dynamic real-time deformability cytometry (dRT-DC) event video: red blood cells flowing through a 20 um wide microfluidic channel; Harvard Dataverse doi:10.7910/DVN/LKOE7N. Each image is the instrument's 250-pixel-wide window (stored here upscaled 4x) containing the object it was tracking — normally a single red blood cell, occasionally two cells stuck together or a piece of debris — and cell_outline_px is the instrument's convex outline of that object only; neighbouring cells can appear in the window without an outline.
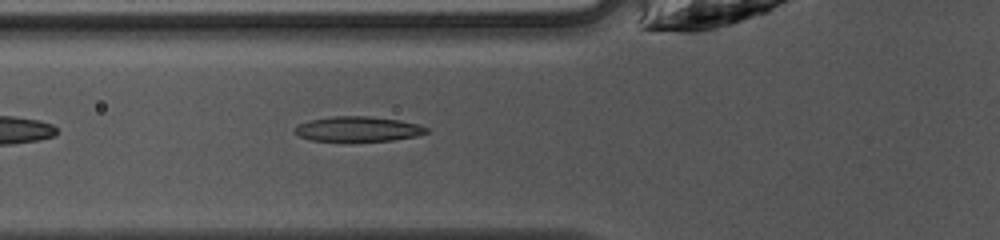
{"species": "common noctule bat (a hibernating species)", "species_latin": "Nyctalus noctula", "temperature_condition": "warm", "stored_images_in_passage": 27, "camera_frame_rate_fps": 3000, "um_per_image_px": 0.085, "animal": {"sex": "female", "body_mass_g": 10.0, "forearm_length_mm": 53.1}, "frame": {"image": 1, "passage_image": 6, "time_ms": 1.667, "image_size_px": [1000, 240], "cell_outline_px": [[428, 132], [416, 136], [392, 140], [348, 144], [312, 140], [300, 136], [296, 132], [296, 128], [300, 124], [308, 120], [332, 116], [368, 116], [400, 120], [416, 124], [428, 128]], "centroid_in_image_um": [30.42, 11.01], "position_along_channel_um": 95.4, "area_um2": 19.83}}
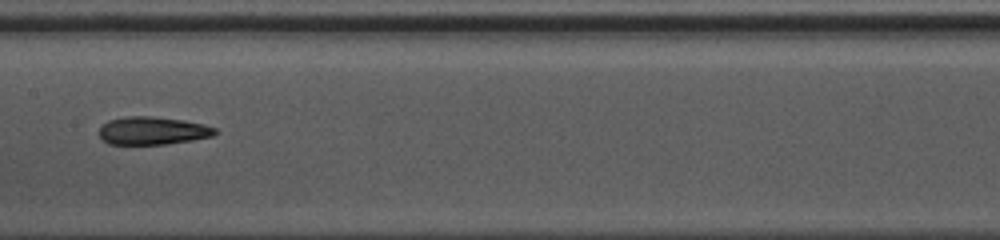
{"frame": {"image": 2, "passage_image": 13, "time_ms": 4.0, "image_size_px": [1000, 240], "cell_outline_px": [[216, 132], [212, 136], [192, 140], [168, 144], [108, 144], [100, 136], [100, 128], [108, 120], [128, 116], [152, 116], [184, 120], [204, 124], [216, 128]], "centroid_in_image_um": [12.98, 11.1], "position_along_channel_um": 194.4, "area_um2": 18.79}}
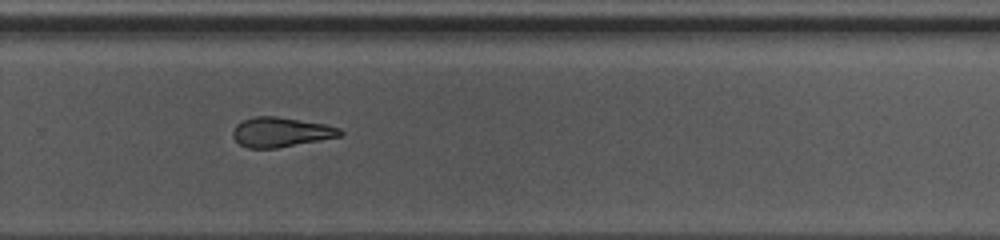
{"frame": {"image": 3, "passage_image": 21, "time_ms": 6.667, "image_size_px": [1000, 240], "cell_outline_px": [[344, 136], [276, 148], [248, 148], [240, 144], [232, 136], [232, 132], [236, 124], [244, 120], [256, 116], [276, 116], [324, 124], [340, 128], [344, 132]], "centroid_in_image_um": [23.9, 11.23], "position_along_channel_um": 305.9, "area_um2": 18.55}, "authors_computed_cell_mechanics": {"area_um2": 19.4786, "velocity_mm_per_s": 4.2026, "shape_relaxation_time_tau1_ms": 3.8407, "shape_relaxation_time_tau2_ms": 2.9424, "deformation_change_tau1": 0.1468, "deformation_change_tau2": 0.1306}}